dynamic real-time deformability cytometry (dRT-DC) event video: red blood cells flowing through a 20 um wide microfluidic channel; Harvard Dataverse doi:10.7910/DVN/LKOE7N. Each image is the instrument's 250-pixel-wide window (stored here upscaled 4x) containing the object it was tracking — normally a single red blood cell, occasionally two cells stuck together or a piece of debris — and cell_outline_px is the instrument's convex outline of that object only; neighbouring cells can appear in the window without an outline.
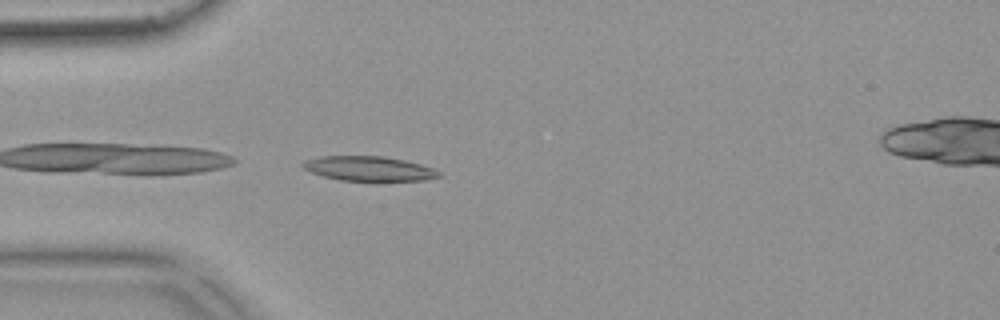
{"species": "common noctule bat (a hibernating species)", "species_latin": "Nyctalus noctula", "temperature_condition": "warm", "stored_images_in_passage": 38, "camera_frame_rate_fps": 3000, "um_per_image_px": 0.085, "animal": {"sex": "female", "body_mass_g": 18.4}, "frame": {"image": 1, "passage_image": 1, "time_ms": 0.0, "image_size_px": [1000, 320], "cell_outline_px": [[440, 176], [424, 180], [376, 184], [340, 180], [324, 176], [312, 172], [304, 168], [300, 164], [304, 160], [320, 156], [384, 156], [404, 160], [420, 164], [432, 168], [440, 172]], "centroid_in_image_um": [31.38, 14.38], "position_along_channel_um": 53.6, "area_um2": 20.46}}
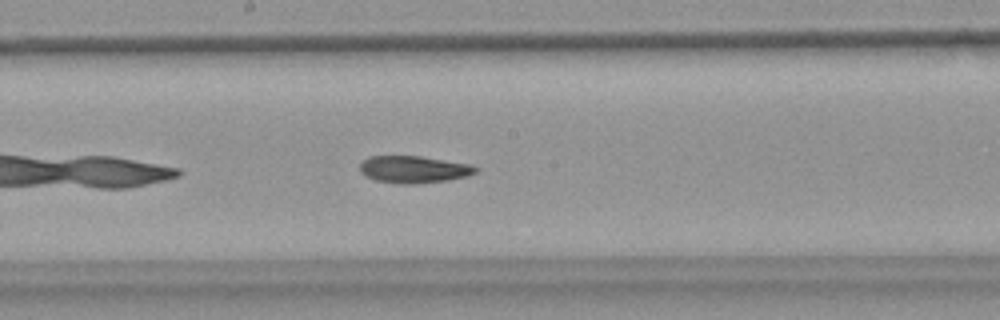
{"frame": {"image": 2, "passage_image": 14, "time_ms": 4.333, "image_size_px": [1000, 320], "cell_outline_px": [[480, 168], [476, 172], [468, 176], [448, 180], [416, 184], [400, 184], [376, 180], [364, 176], [360, 172], [360, 164], [368, 156], [420, 156], [472, 164]], "centroid_in_image_um": [35.19, 14.4], "position_along_channel_um": 213.0, "area_um2": 18.5}}
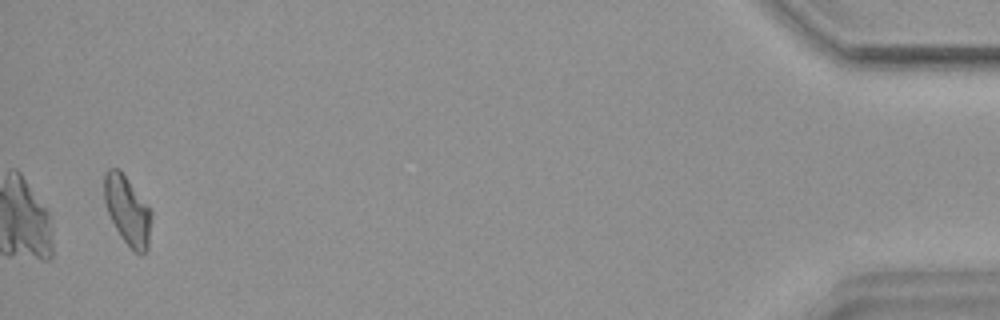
{"frame": {"image": 3, "passage_image": 37, "time_ms": 12.0, "image_size_px": [1000, 320], "cell_outline_px": [[152, 216], [148, 248], [140, 256], [120, 236], [108, 212], [104, 200], [104, 172], [108, 168], [120, 168], [152, 212]], "centroid_in_image_um": [10.83, 17.86], "position_along_channel_um": 424.4, "area_um2": 18.79}, "authors_computed_cell_mechanics": {"area_um2": 18.6694, "velocity_mm_per_s": 3.8505, "shape_relaxation_time_tau1_ms": null, "shape_relaxation_time_tau2_ms": 9.1255, "deformation_change_tau1": null, "deformation_change_tau2": 0.18}}